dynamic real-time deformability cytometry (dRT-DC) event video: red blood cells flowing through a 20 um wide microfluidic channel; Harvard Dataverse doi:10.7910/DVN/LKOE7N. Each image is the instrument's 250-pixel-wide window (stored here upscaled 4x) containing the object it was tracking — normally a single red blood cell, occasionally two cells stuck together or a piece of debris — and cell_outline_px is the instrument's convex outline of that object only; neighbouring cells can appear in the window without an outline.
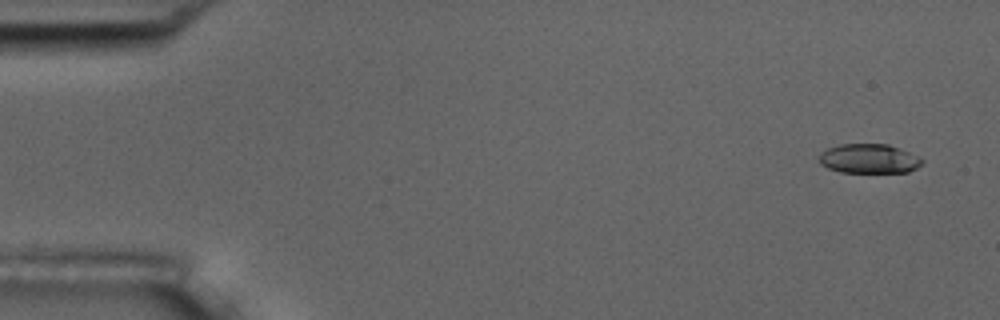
{"species": "common noctule bat (a hibernating species)", "species_latin": "Nyctalus noctula", "temperature_condition": "room temperature", "stored_images_in_passage": 4, "camera_frame_rate_fps": 3000, "um_per_image_px": 0.085, "animal": {"sex": "male", "body_mass_g": 17.5, "forearm_length_mm": 52.3}, "frame": {"image": 1, "passage_image": 1, "time_ms": 0.0, "image_size_px": [1000, 320], "cell_outline_px": [[924, 160], [916, 168], [908, 172], [840, 172], [828, 168], [820, 164], [820, 152], [828, 148], [840, 144], [888, 144], [908, 152]], "centroid_in_image_um": [73.83, 13.49], "position_along_channel_um": 11.2, "area_um2": 17.46}}
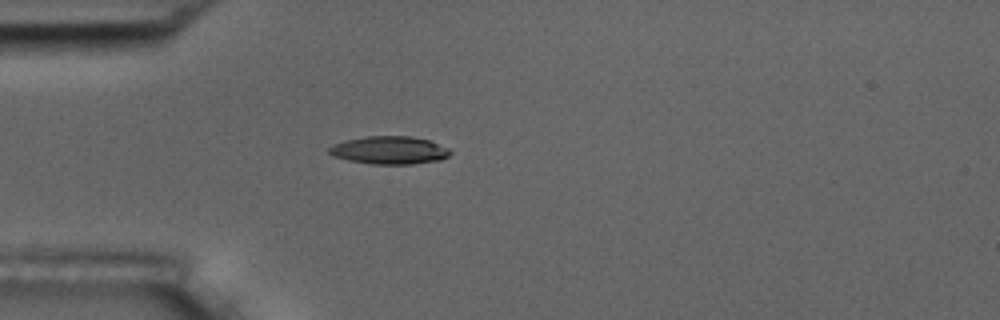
{"frame": {"image": 2, "passage_image": 4, "time_ms": 4.333, "image_size_px": [1000, 320], "cell_outline_px": [[452, 152], [448, 156], [440, 160], [412, 164], [372, 164], [348, 160], [332, 156], [328, 152], [328, 148], [332, 144], [348, 140], [368, 136], [412, 136], [428, 140], [448, 148]], "centroid_in_image_um": [33.09, 12.77], "position_along_channel_um": 51.9, "area_um2": 19.65}}